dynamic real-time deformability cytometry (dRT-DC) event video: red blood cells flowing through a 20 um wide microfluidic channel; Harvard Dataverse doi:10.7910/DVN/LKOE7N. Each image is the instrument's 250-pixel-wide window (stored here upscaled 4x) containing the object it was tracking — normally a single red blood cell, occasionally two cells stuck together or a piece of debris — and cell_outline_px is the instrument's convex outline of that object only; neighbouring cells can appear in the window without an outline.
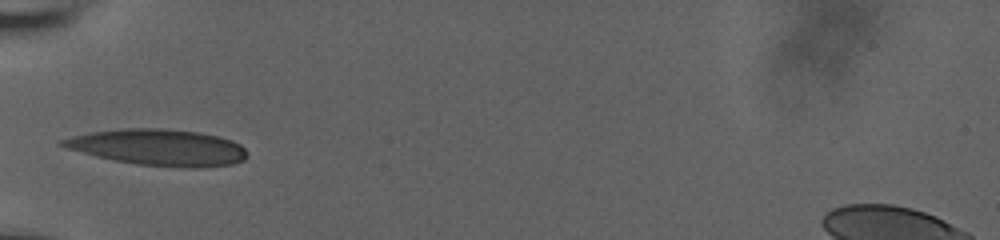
{"species": "human", "species_latin": "Homo sapiens", "temperature_condition": "room temperature", "stored_images_in_passage": 36, "camera_frame_rate_fps": 3000, "um_per_image_px": 0.085, "donor": {"sex": "male"}, "frame": {"image": 1, "passage_image": 1, "time_ms": 0.0, "image_size_px": [1000, 240], "cell_outline_px": [[248, 156], [244, 160], [232, 164], [200, 168], [188, 168], [136, 164], [112, 160], [96, 156], [68, 148], [56, 144], [60, 140], [72, 136], [92, 132], [120, 128], [164, 128], [196, 132], [216, 136], [232, 140], [240, 144], [248, 152]], "centroid_in_image_um": [13.48, 12.53], "position_along_channel_um": 71.5, "area_um2": 39.13}}
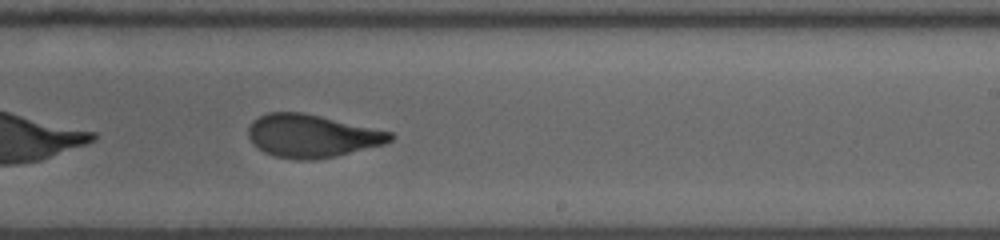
{"frame": {"image": 2, "passage_image": 16, "time_ms": 5.0, "image_size_px": [1000, 240], "cell_outline_px": [[396, 136], [392, 140], [384, 144], [336, 156], [312, 160], [296, 160], [276, 156], [264, 152], [256, 148], [252, 144], [248, 136], [248, 128], [252, 120], [268, 112], [304, 112], [392, 132]], "centroid_in_image_um": [26.49, 11.55], "position_along_channel_um": 262.5, "area_um2": 35.66}}
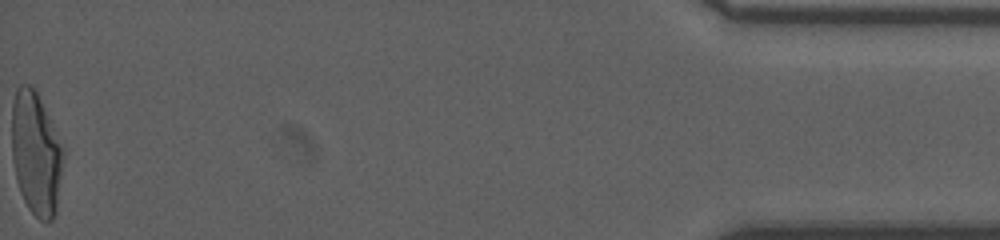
{"frame": {"image": 3, "passage_image": 36, "time_ms": 11.667, "image_size_px": [1000, 240], "cell_outline_px": [[68, 148], [56, 212], [52, 220], [40, 220], [28, 208], [20, 192], [16, 180], [12, 156], [12, 104], [16, 88], [20, 84], [28, 84], [36, 88]], "centroid_in_image_um": [3.14, 12.98], "position_along_channel_um": 432.1, "area_um2": 38.9}, "authors_computed_cell_mechanics": {"area_um2": 35.6626, "velocity_mm_per_s": 3.8599, "shape_relaxation_time_tau1_ms": 8.205, "shape_relaxation_time_tau2_ms": 1.1885, "deformation_change_tau1": 0.3028, "deformation_change_tau2": 0.0887}}